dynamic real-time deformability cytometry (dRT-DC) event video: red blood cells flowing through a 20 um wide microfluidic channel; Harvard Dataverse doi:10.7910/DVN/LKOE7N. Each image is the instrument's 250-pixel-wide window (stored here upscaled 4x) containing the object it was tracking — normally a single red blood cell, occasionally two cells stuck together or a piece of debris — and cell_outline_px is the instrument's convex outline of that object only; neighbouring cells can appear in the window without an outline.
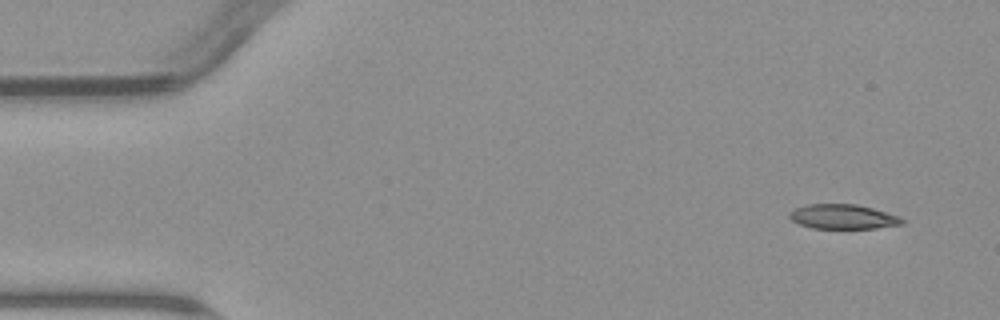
{"species": "common noctule bat (a hibernating species)", "species_latin": "Nyctalus noctula", "temperature_condition": "warm", "stored_images_in_passage": 6, "camera_frame_rate_fps": 3000, "um_per_image_px": 0.085, "animal": {"sex": "male", "body_mass_g": 23.1, "forearm_length_mm": 52.7}, "frame": {"image": 1, "passage_image": 1, "time_ms": 0.0, "image_size_px": [1000, 320], "cell_outline_px": [[904, 224], [876, 228], [812, 228], [800, 224], [792, 220], [788, 216], [788, 212], [804, 204], [856, 204], [872, 208], [900, 216], [904, 220]], "centroid_in_image_um": [71.65, 18.41], "position_along_channel_um": 13.4, "area_um2": 16.18}}
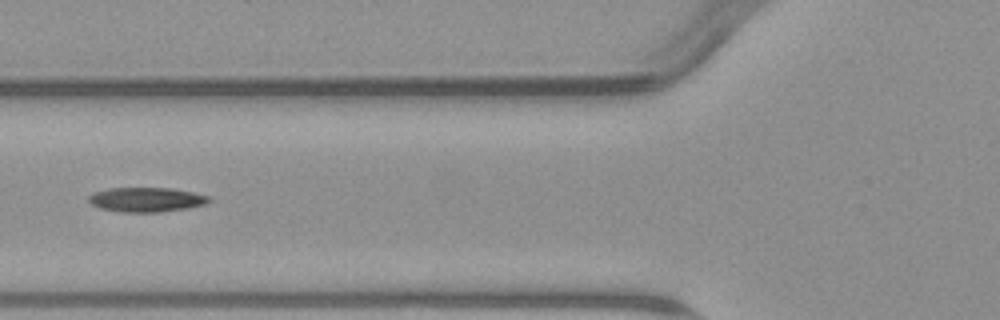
{"frame": {"image": 2, "passage_image": 5, "time_ms": 5.667, "image_size_px": [1000, 320], "cell_outline_px": [[212, 200], [204, 204], [188, 208], [160, 212], [120, 212], [100, 208], [92, 204], [88, 200], [88, 196], [96, 192], [108, 188], [172, 188], [212, 196]], "centroid_in_image_um": [12.47, 16.97], "position_along_channel_um": 113.3, "area_um2": 17.22}}
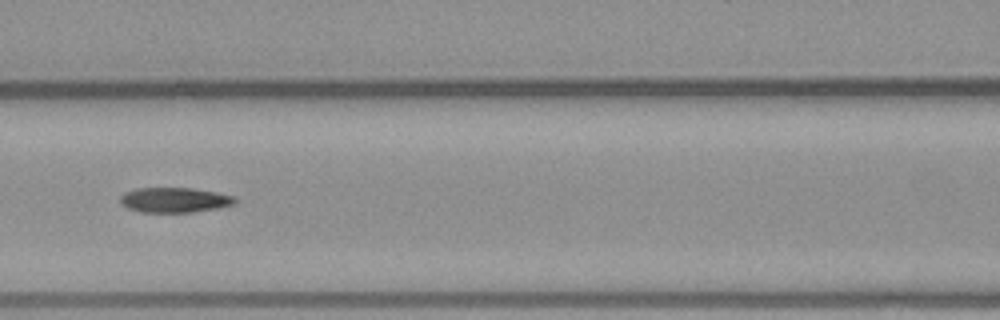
{"frame": {"image": 3, "passage_image": 6, "time_ms": 6.667, "image_size_px": [1000, 320], "cell_outline_px": [[236, 200], [232, 204], [216, 208], [192, 212], [140, 212], [128, 208], [120, 200], [120, 196], [124, 192], [136, 188], [192, 188], [216, 192], [236, 196]], "centroid_in_image_um": [14.82, 16.99], "position_along_channel_um": 151.8, "area_um2": 16.59}}